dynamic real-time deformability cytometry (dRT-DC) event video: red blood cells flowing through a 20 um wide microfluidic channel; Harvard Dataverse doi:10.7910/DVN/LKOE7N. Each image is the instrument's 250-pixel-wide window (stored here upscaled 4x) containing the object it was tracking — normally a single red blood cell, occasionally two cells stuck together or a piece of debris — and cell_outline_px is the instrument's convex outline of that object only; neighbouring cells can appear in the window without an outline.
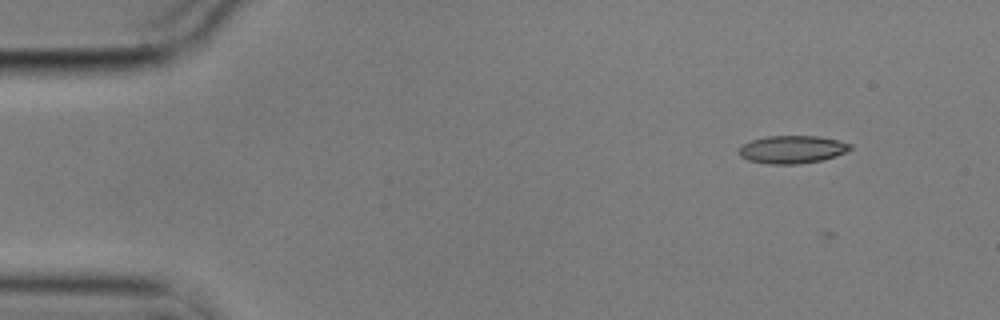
{"species": "common noctule bat (a hibernating species)", "species_latin": "Nyctalus noctula", "temperature_condition": "cold", "stored_images_in_passage": 2, "camera_frame_rate_fps": 3000, "um_per_image_px": 0.085, "animal": {"sex": "male", "body_mass_g": 17.9}, "frame": {"image": 1, "passage_image": 1, "time_ms": 0.0, "image_size_px": [1000, 320], "cell_outline_px": [[852, 148], [836, 156], [820, 160], [796, 164], [768, 164], [748, 160], [740, 156], [740, 148], [744, 144], [752, 140], [768, 136], [820, 136], [840, 140], [852, 144]], "centroid_in_image_um": [67.37, 12.7], "position_along_channel_um": 17.6, "area_um2": 17.92}}